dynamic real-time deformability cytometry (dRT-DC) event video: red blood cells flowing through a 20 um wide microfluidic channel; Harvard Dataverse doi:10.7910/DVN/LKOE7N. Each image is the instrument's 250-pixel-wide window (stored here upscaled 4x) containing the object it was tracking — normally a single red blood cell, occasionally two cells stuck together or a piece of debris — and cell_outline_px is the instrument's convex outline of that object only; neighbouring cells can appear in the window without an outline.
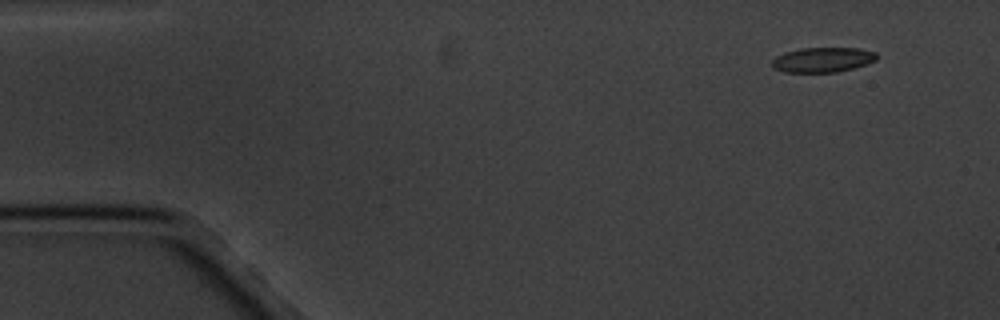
{"species": "common noctule bat (a hibernating species)", "species_latin": "Nyctalus noctula", "temperature_condition": "cold", "stored_images_in_passage": 4, "camera_frame_rate_fps": 3000, "um_per_image_px": 0.085, "animal": {"sex": "male", "body_mass_g": 20.1, "forearm_length_mm": 53.5}, "frame": {"image": 1, "passage_image": 1, "time_ms": 0.0, "image_size_px": [1000, 320], "cell_outline_px": [[876, 60], [852, 68], [836, 72], [784, 72], [772, 68], [772, 60], [776, 56], [784, 52], [800, 48], [856, 48], [876, 52]], "centroid_in_image_um": [69.87, 5.08], "position_along_channel_um": 15.1, "area_um2": 15.09}}